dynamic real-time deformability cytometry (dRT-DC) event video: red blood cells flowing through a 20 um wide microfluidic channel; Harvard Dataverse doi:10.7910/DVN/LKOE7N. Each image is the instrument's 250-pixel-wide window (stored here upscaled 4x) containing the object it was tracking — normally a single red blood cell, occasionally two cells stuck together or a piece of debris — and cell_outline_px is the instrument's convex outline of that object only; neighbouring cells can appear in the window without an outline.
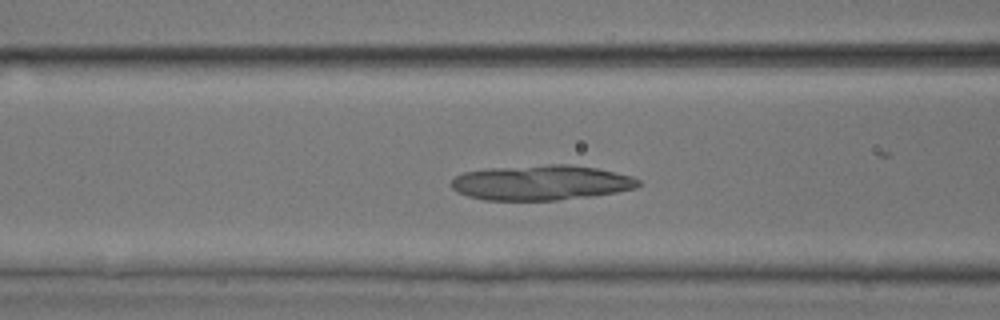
{"species": "common noctule bat (a hibernating species)", "species_latin": "Nyctalus noctula", "temperature_condition": "room temperature", "stored_images_in_passage": 48, "camera_frame_rate_fps": 3000, "um_per_image_px": 0.085, "animal": {"sex": "male", "body_mass_g": 17.9, "forearm_length_mm": 54.2}, "frame": {"image": 1, "passage_image": 19, "time_ms": 6.0, "image_size_px": [1000, 320], "cell_outline_px": [[644, 184], [636, 188], [616, 192], [592, 196], [556, 200], [484, 200], [468, 196], [456, 192], [452, 188], [452, 180], [456, 176], [464, 172], [488, 168], [548, 164], [568, 164], [596, 168], [632, 176], [640, 180]], "centroid_in_image_um": [46.02, 15.52], "position_along_channel_um": 120.6, "area_um2": 38.38}}
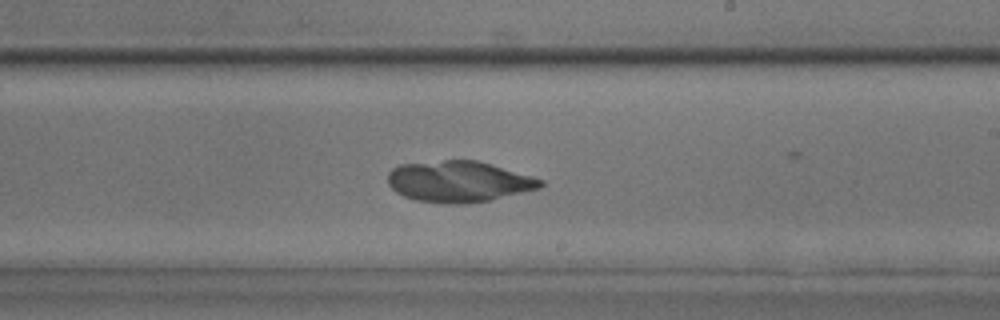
{"frame": {"image": 2, "passage_image": 29, "time_ms": 9.333, "image_size_px": [1000, 320], "cell_outline_px": [[544, 184], [540, 188], [488, 200], [464, 204], [448, 204], [416, 200], [404, 196], [396, 192], [388, 184], [388, 172], [392, 168], [400, 164], [444, 160], [476, 160], [532, 176], [544, 180]], "centroid_in_image_um": [38.96, 15.43], "position_along_channel_um": 250.0, "area_um2": 36.41}}
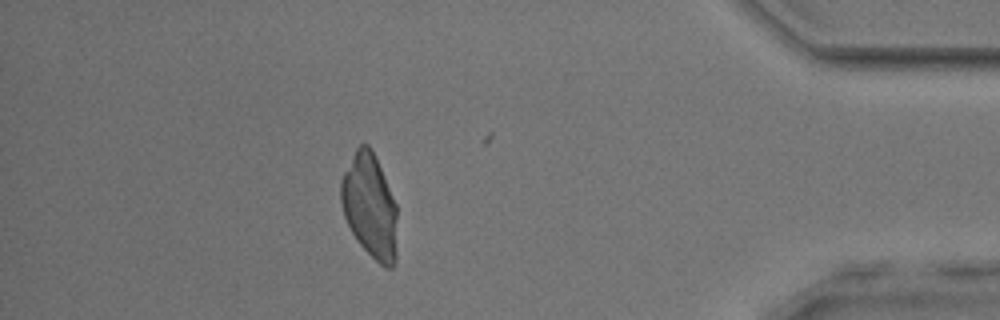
{"frame": {"image": 3, "passage_image": 44, "time_ms": 14.333, "image_size_px": [1000, 320], "cell_outline_px": [[396, 260], [392, 268], [384, 268], [356, 240], [344, 216], [340, 200], [340, 180], [356, 148], [360, 144], [368, 144], [380, 168], [396, 204]], "centroid_in_image_um": [31.42, 17.54], "position_along_channel_um": 403.8, "area_um2": 33.76}}